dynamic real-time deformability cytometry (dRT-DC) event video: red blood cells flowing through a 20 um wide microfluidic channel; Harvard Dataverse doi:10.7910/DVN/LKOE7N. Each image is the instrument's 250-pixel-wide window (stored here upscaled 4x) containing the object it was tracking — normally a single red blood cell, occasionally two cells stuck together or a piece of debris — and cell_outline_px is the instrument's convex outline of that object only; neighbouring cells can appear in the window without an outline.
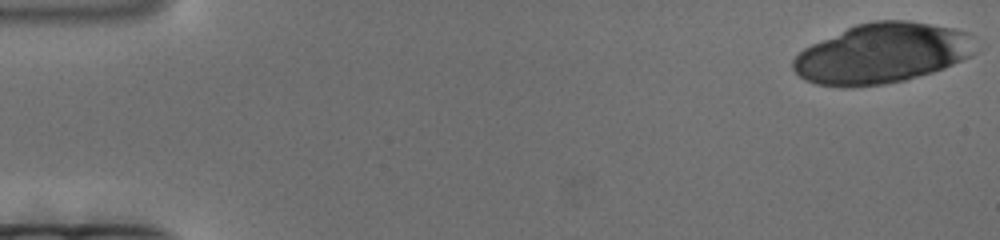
{"species": "human", "species_latin": "Homo sapiens", "temperature_condition": "cold", "stored_images_in_passage": 76, "camera_frame_rate_fps": 3000, "um_per_image_px": 0.085, "donor": {"sex": "female"}, "frame": {"image": 1, "passage_image": 1, "time_ms": 0.0, "image_size_px": [1000, 240], "cell_outline_px": [[976, 52], [972, 56], [944, 68], [932, 72], [904, 80], [884, 84], [852, 88], [844, 88], [816, 84], [804, 80], [792, 68], [792, 60], [804, 48], [812, 44], [856, 24], [876, 20], [908, 20], [956, 28], [968, 32], [976, 36]], "centroid_in_image_um": [75.03, 4.54], "position_along_channel_um": 10.0, "area_um2": 64.45}}
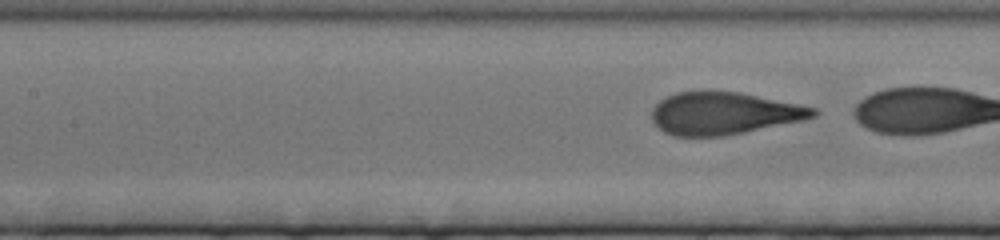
{"frame": {"image": 2, "passage_image": 74, "time_ms": 24.333, "image_size_px": [1000, 240], "cell_outline_px": [[820, 112], [816, 116], [804, 120], [724, 136], [672, 136], [664, 132], [652, 120], [652, 108], [660, 100], [676, 92], [740, 92], [800, 104], [816, 108]], "centroid_in_image_um": [61.56, 9.64], "position_along_channel_um": 145.8, "area_um2": 39.71}}